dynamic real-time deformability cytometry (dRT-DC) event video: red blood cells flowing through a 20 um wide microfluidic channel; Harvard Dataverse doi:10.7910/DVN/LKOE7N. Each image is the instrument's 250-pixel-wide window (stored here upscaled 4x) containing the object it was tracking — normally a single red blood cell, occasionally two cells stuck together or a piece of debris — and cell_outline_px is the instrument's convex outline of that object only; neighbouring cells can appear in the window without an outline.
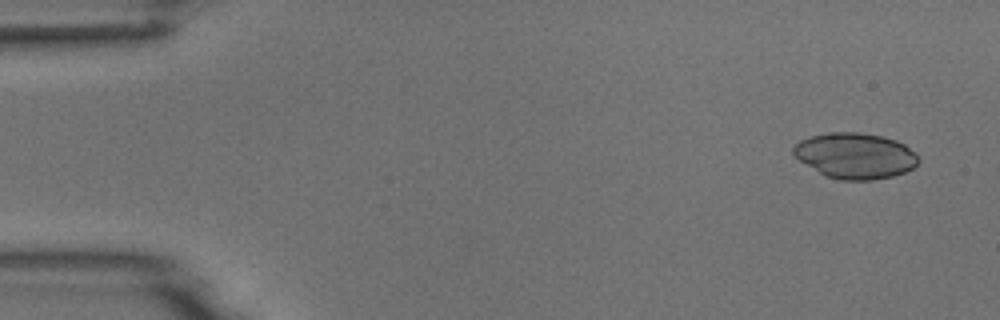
{"species": "common noctule bat (a hibernating species)", "species_latin": "Nyctalus noctula", "temperature_condition": "room temperature", "stored_images_in_passage": 5, "camera_frame_rate_fps": 3000, "um_per_image_px": 0.085, "animal": {"sex": "male", "body_mass_g": 18.8}, "frame": {"image": 1, "passage_image": 1, "time_ms": 0.0, "image_size_px": [1000, 320], "cell_outline_px": [[920, 160], [912, 168], [904, 172], [892, 176], [872, 180], [840, 180], [824, 176], [800, 160], [792, 152], [792, 148], [800, 140], [812, 136], [828, 132], [860, 132], [880, 136], [896, 140], [904, 144], [916, 152]], "centroid_in_image_um": [72.7, 13.24], "position_along_channel_um": 12.3, "area_um2": 33.29}}